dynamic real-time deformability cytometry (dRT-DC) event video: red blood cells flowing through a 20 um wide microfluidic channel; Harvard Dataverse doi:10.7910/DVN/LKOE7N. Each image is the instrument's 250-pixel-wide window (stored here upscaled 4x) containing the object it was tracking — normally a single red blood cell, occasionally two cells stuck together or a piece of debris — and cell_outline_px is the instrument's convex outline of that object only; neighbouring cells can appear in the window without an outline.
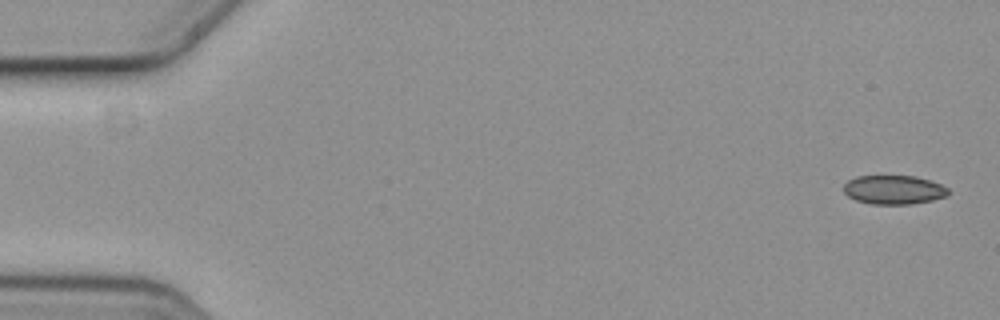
{"species": "common noctule bat (a hibernating species)", "species_latin": "Nyctalus noctula", "temperature_condition": "cold", "stored_images_in_passage": 4, "camera_frame_rate_fps": 3000, "um_per_image_px": 0.085, "animal": {"sex": "female", "body_mass_g": 19.3, "forearm_length_mm": 54.1}, "frame": {"image": 1, "passage_image": 1, "time_ms": 0.0, "image_size_px": [1000, 320], "cell_outline_px": [[948, 196], [932, 200], [912, 204], [872, 204], [856, 200], [848, 196], [844, 192], [844, 184], [848, 180], [856, 176], [912, 176], [928, 180], [940, 184], [948, 188]], "centroid_in_image_um": [75.96, 16.13], "position_along_channel_um": 9.0, "area_um2": 17.57}}
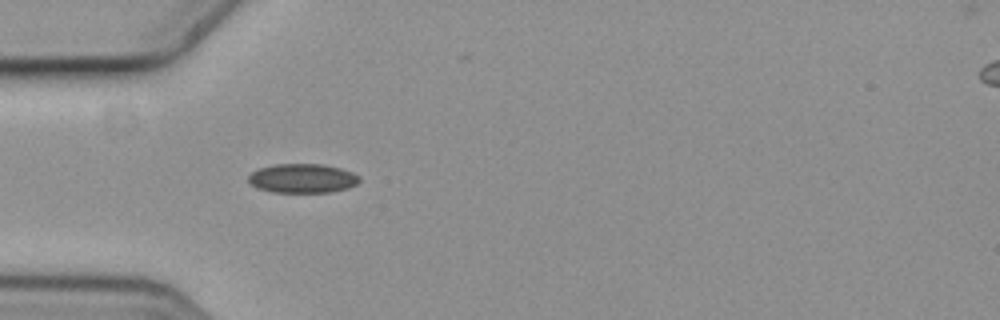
{"frame": {"image": 2, "passage_image": 4, "time_ms": 1.0, "image_size_px": [1000, 320], "cell_outline_px": [[360, 180], [356, 184], [348, 188], [328, 192], [272, 192], [256, 188], [248, 180], [248, 176], [252, 172], [260, 168], [276, 164], [324, 164], [340, 168], [352, 172], [360, 176]], "centroid_in_image_um": [25.72, 15.16], "position_along_channel_um": 59.3, "area_um2": 18.84}}